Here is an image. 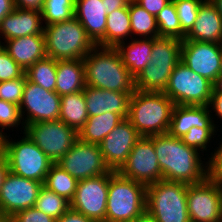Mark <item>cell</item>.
<instances>
[{
  "mask_svg": "<svg viewBox=\"0 0 222 222\" xmlns=\"http://www.w3.org/2000/svg\"><path fill=\"white\" fill-rule=\"evenodd\" d=\"M163 180L197 184L208 177V164L196 149L168 133L153 136Z\"/></svg>",
  "mask_w": 222,
  "mask_h": 222,
  "instance_id": "obj_1",
  "label": "cell"
},
{
  "mask_svg": "<svg viewBox=\"0 0 222 222\" xmlns=\"http://www.w3.org/2000/svg\"><path fill=\"white\" fill-rule=\"evenodd\" d=\"M85 83L99 89L133 94L135 78L115 47L96 45L84 58Z\"/></svg>",
  "mask_w": 222,
  "mask_h": 222,
  "instance_id": "obj_2",
  "label": "cell"
},
{
  "mask_svg": "<svg viewBox=\"0 0 222 222\" xmlns=\"http://www.w3.org/2000/svg\"><path fill=\"white\" fill-rule=\"evenodd\" d=\"M174 105L164 92L136 89L130 98L128 119L140 136L166 134Z\"/></svg>",
  "mask_w": 222,
  "mask_h": 222,
  "instance_id": "obj_3",
  "label": "cell"
},
{
  "mask_svg": "<svg viewBox=\"0 0 222 222\" xmlns=\"http://www.w3.org/2000/svg\"><path fill=\"white\" fill-rule=\"evenodd\" d=\"M143 183L114 172L109 178L105 222H131L146 212Z\"/></svg>",
  "mask_w": 222,
  "mask_h": 222,
  "instance_id": "obj_4",
  "label": "cell"
},
{
  "mask_svg": "<svg viewBox=\"0 0 222 222\" xmlns=\"http://www.w3.org/2000/svg\"><path fill=\"white\" fill-rule=\"evenodd\" d=\"M46 56L55 60L83 59L96 45L73 17L44 26Z\"/></svg>",
  "mask_w": 222,
  "mask_h": 222,
  "instance_id": "obj_5",
  "label": "cell"
},
{
  "mask_svg": "<svg viewBox=\"0 0 222 222\" xmlns=\"http://www.w3.org/2000/svg\"><path fill=\"white\" fill-rule=\"evenodd\" d=\"M187 184L159 180L147 185L146 212L155 222H190Z\"/></svg>",
  "mask_w": 222,
  "mask_h": 222,
  "instance_id": "obj_6",
  "label": "cell"
},
{
  "mask_svg": "<svg viewBox=\"0 0 222 222\" xmlns=\"http://www.w3.org/2000/svg\"><path fill=\"white\" fill-rule=\"evenodd\" d=\"M21 140H10L4 137V154L9 171L23 178L44 183L53 162L46 154L23 132ZM8 138V139H7Z\"/></svg>",
  "mask_w": 222,
  "mask_h": 222,
  "instance_id": "obj_7",
  "label": "cell"
},
{
  "mask_svg": "<svg viewBox=\"0 0 222 222\" xmlns=\"http://www.w3.org/2000/svg\"><path fill=\"white\" fill-rule=\"evenodd\" d=\"M214 84L181 61L172 71L164 93L175 105L209 106Z\"/></svg>",
  "mask_w": 222,
  "mask_h": 222,
  "instance_id": "obj_8",
  "label": "cell"
},
{
  "mask_svg": "<svg viewBox=\"0 0 222 222\" xmlns=\"http://www.w3.org/2000/svg\"><path fill=\"white\" fill-rule=\"evenodd\" d=\"M28 137L57 163L79 139L78 132L63 121H43L25 126Z\"/></svg>",
  "mask_w": 222,
  "mask_h": 222,
  "instance_id": "obj_9",
  "label": "cell"
},
{
  "mask_svg": "<svg viewBox=\"0 0 222 222\" xmlns=\"http://www.w3.org/2000/svg\"><path fill=\"white\" fill-rule=\"evenodd\" d=\"M187 209L190 222L222 221V183L207 177L187 184Z\"/></svg>",
  "mask_w": 222,
  "mask_h": 222,
  "instance_id": "obj_10",
  "label": "cell"
},
{
  "mask_svg": "<svg viewBox=\"0 0 222 222\" xmlns=\"http://www.w3.org/2000/svg\"><path fill=\"white\" fill-rule=\"evenodd\" d=\"M114 172L79 180L70 208L94 222H105L109 178Z\"/></svg>",
  "mask_w": 222,
  "mask_h": 222,
  "instance_id": "obj_11",
  "label": "cell"
},
{
  "mask_svg": "<svg viewBox=\"0 0 222 222\" xmlns=\"http://www.w3.org/2000/svg\"><path fill=\"white\" fill-rule=\"evenodd\" d=\"M56 164L78 181L110 171L104 162L100 146L83 142L80 139Z\"/></svg>",
  "mask_w": 222,
  "mask_h": 222,
  "instance_id": "obj_12",
  "label": "cell"
},
{
  "mask_svg": "<svg viewBox=\"0 0 222 222\" xmlns=\"http://www.w3.org/2000/svg\"><path fill=\"white\" fill-rule=\"evenodd\" d=\"M118 172L122 176L146 186L163 180L154 150L153 136H141L138 139L128 155L126 163Z\"/></svg>",
  "mask_w": 222,
  "mask_h": 222,
  "instance_id": "obj_13",
  "label": "cell"
},
{
  "mask_svg": "<svg viewBox=\"0 0 222 222\" xmlns=\"http://www.w3.org/2000/svg\"><path fill=\"white\" fill-rule=\"evenodd\" d=\"M19 107L25 126L43 121H56L59 120L61 96L27 79Z\"/></svg>",
  "mask_w": 222,
  "mask_h": 222,
  "instance_id": "obj_14",
  "label": "cell"
},
{
  "mask_svg": "<svg viewBox=\"0 0 222 222\" xmlns=\"http://www.w3.org/2000/svg\"><path fill=\"white\" fill-rule=\"evenodd\" d=\"M222 44L182 40L181 62L213 84L221 71Z\"/></svg>",
  "mask_w": 222,
  "mask_h": 222,
  "instance_id": "obj_15",
  "label": "cell"
},
{
  "mask_svg": "<svg viewBox=\"0 0 222 222\" xmlns=\"http://www.w3.org/2000/svg\"><path fill=\"white\" fill-rule=\"evenodd\" d=\"M43 183L9 171L0 188V210L8 217L34 207Z\"/></svg>",
  "mask_w": 222,
  "mask_h": 222,
  "instance_id": "obj_16",
  "label": "cell"
},
{
  "mask_svg": "<svg viewBox=\"0 0 222 222\" xmlns=\"http://www.w3.org/2000/svg\"><path fill=\"white\" fill-rule=\"evenodd\" d=\"M141 136L128 118H124L99 144L103 159L111 171L118 172L126 163Z\"/></svg>",
  "mask_w": 222,
  "mask_h": 222,
  "instance_id": "obj_17",
  "label": "cell"
},
{
  "mask_svg": "<svg viewBox=\"0 0 222 222\" xmlns=\"http://www.w3.org/2000/svg\"><path fill=\"white\" fill-rule=\"evenodd\" d=\"M74 17L95 45L105 47L107 12L102 0H75Z\"/></svg>",
  "mask_w": 222,
  "mask_h": 222,
  "instance_id": "obj_18",
  "label": "cell"
},
{
  "mask_svg": "<svg viewBox=\"0 0 222 222\" xmlns=\"http://www.w3.org/2000/svg\"><path fill=\"white\" fill-rule=\"evenodd\" d=\"M83 92L88 116L112 112L119 114L123 119L128 118L129 102L132 94L99 89L92 86H86Z\"/></svg>",
  "mask_w": 222,
  "mask_h": 222,
  "instance_id": "obj_19",
  "label": "cell"
},
{
  "mask_svg": "<svg viewBox=\"0 0 222 222\" xmlns=\"http://www.w3.org/2000/svg\"><path fill=\"white\" fill-rule=\"evenodd\" d=\"M210 113L209 106L174 105L168 134L182 138L192 127L217 128Z\"/></svg>",
  "mask_w": 222,
  "mask_h": 222,
  "instance_id": "obj_20",
  "label": "cell"
},
{
  "mask_svg": "<svg viewBox=\"0 0 222 222\" xmlns=\"http://www.w3.org/2000/svg\"><path fill=\"white\" fill-rule=\"evenodd\" d=\"M41 11L15 8L0 23V38L11 40L30 35H44Z\"/></svg>",
  "mask_w": 222,
  "mask_h": 222,
  "instance_id": "obj_21",
  "label": "cell"
},
{
  "mask_svg": "<svg viewBox=\"0 0 222 222\" xmlns=\"http://www.w3.org/2000/svg\"><path fill=\"white\" fill-rule=\"evenodd\" d=\"M184 40L222 44V16L211 0H204L192 29Z\"/></svg>",
  "mask_w": 222,
  "mask_h": 222,
  "instance_id": "obj_22",
  "label": "cell"
},
{
  "mask_svg": "<svg viewBox=\"0 0 222 222\" xmlns=\"http://www.w3.org/2000/svg\"><path fill=\"white\" fill-rule=\"evenodd\" d=\"M5 43L4 50L24 71L46 57L44 35L18 37Z\"/></svg>",
  "mask_w": 222,
  "mask_h": 222,
  "instance_id": "obj_23",
  "label": "cell"
},
{
  "mask_svg": "<svg viewBox=\"0 0 222 222\" xmlns=\"http://www.w3.org/2000/svg\"><path fill=\"white\" fill-rule=\"evenodd\" d=\"M131 42L119 43L115 48L119 52L123 64L130 74L136 78L139 73L150 63L153 47V38H130ZM133 40V41H132Z\"/></svg>",
  "mask_w": 222,
  "mask_h": 222,
  "instance_id": "obj_24",
  "label": "cell"
},
{
  "mask_svg": "<svg viewBox=\"0 0 222 222\" xmlns=\"http://www.w3.org/2000/svg\"><path fill=\"white\" fill-rule=\"evenodd\" d=\"M86 87L83 59L57 60L55 92L64 96Z\"/></svg>",
  "mask_w": 222,
  "mask_h": 222,
  "instance_id": "obj_25",
  "label": "cell"
},
{
  "mask_svg": "<svg viewBox=\"0 0 222 222\" xmlns=\"http://www.w3.org/2000/svg\"><path fill=\"white\" fill-rule=\"evenodd\" d=\"M122 120L119 114L112 112L89 116L78 137L83 142L99 145Z\"/></svg>",
  "mask_w": 222,
  "mask_h": 222,
  "instance_id": "obj_26",
  "label": "cell"
},
{
  "mask_svg": "<svg viewBox=\"0 0 222 222\" xmlns=\"http://www.w3.org/2000/svg\"><path fill=\"white\" fill-rule=\"evenodd\" d=\"M88 117L83 91L61 96L60 121L79 132L84 127Z\"/></svg>",
  "mask_w": 222,
  "mask_h": 222,
  "instance_id": "obj_27",
  "label": "cell"
},
{
  "mask_svg": "<svg viewBox=\"0 0 222 222\" xmlns=\"http://www.w3.org/2000/svg\"><path fill=\"white\" fill-rule=\"evenodd\" d=\"M182 40L173 37L153 38L151 61L153 66L175 68L181 61Z\"/></svg>",
  "mask_w": 222,
  "mask_h": 222,
  "instance_id": "obj_28",
  "label": "cell"
},
{
  "mask_svg": "<svg viewBox=\"0 0 222 222\" xmlns=\"http://www.w3.org/2000/svg\"><path fill=\"white\" fill-rule=\"evenodd\" d=\"M129 36H131V22L128 5L107 14L105 47H116Z\"/></svg>",
  "mask_w": 222,
  "mask_h": 222,
  "instance_id": "obj_29",
  "label": "cell"
},
{
  "mask_svg": "<svg viewBox=\"0 0 222 222\" xmlns=\"http://www.w3.org/2000/svg\"><path fill=\"white\" fill-rule=\"evenodd\" d=\"M131 36L139 35L140 38H158L159 31L156 23V17L148 13L144 8L134 0L128 4ZM133 34V35H132Z\"/></svg>",
  "mask_w": 222,
  "mask_h": 222,
  "instance_id": "obj_30",
  "label": "cell"
},
{
  "mask_svg": "<svg viewBox=\"0 0 222 222\" xmlns=\"http://www.w3.org/2000/svg\"><path fill=\"white\" fill-rule=\"evenodd\" d=\"M173 70L174 68L153 66V63H149L135 78V89L164 92Z\"/></svg>",
  "mask_w": 222,
  "mask_h": 222,
  "instance_id": "obj_31",
  "label": "cell"
},
{
  "mask_svg": "<svg viewBox=\"0 0 222 222\" xmlns=\"http://www.w3.org/2000/svg\"><path fill=\"white\" fill-rule=\"evenodd\" d=\"M77 184V179L73 178L59 165L53 163L46 175L43 186L56 194L65 197L68 201H71L75 195Z\"/></svg>",
  "mask_w": 222,
  "mask_h": 222,
  "instance_id": "obj_32",
  "label": "cell"
},
{
  "mask_svg": "<svg viewBox=\"0 0 222 222\" xmlns=\"http://www.w3.org/2000/svg\"><path fill=\"white\" fill-rule=\"evenodd\" d=\"M57 60L45 57L30 66L25 74L30 82H33L45 90L54 91L56 88Z\"/></svg>",
  "mask_w": 222,
  "mask_h": 222,
  "instance_id": "obj_33",
  "label": "cell"
},
{
  "mask_svg": "<svg viewBox=\"0 0 222 222\" xmlns=\"http://www.w3.org/2000/svg\"><path fill=\"white\" fill-rule=\"evenodd\" d=\"M35 207L58 220L70 209V201L42 186L36 199Z\"/></svg>",
  "mask_w": 222,
  "mask_h": 222,
  "instance_id": "obj_34",
  "label": "cell"
},
{
  "mask_svg": "<svg viewBox=\"0 0 222 222\" xmlns=\"http://www.w3.org/2000/svg\"><path fill=\"white\" fill-rule=\"evenodd\" d=\"M159 37H173L180 40L185 39L181 30L179 18L174 2L168 3L156 16Z\"/></svg>",
  "mask_w": 222,
  "mask_h": 222,
  "instance_id": "obj_35",
  "label": "cell"
},
{
  "mask_svg": "<svg viewBox=\"0 0 222 222\" xmlns=\"http://www.w3.org/2000/svg\"><path fill=\"white\" fill-rule=\"evenodd\" d=\"M75 0H44L41 11L46 25L68 21L74 17Z\"/></svg>",
  "mask_w": 222,
  "mask_h": 222,
  "instance_id": "obj_36",
  "label": "cell"
},
{
  "mask_svg": "<svg viewBox=\"0 0 222 222\" xmlns=\"http://www.w3.org/2000/svg\"><path fill=\"white\" fill-rule=\"evenodd\" d=\"M176 7L182 32L186 35L196 21L200 5L204 0H172Z\"/></svg>",
  "mask_w": 222,
  "mask_h": 222,
  "instance_id": "obj_37",
  "label": "cell"
},
{
  "mask_svg": "<svg viewBox=\"0 0 222 222\" xmlns=\"http://www.w3.org/2000/svg\"><path fill=\"white\" fill-rule=\"evenodd\" d=\"M216 130V128L192 127L181 139L187 146L199 152L205 150L207 152V145L214 138L213 135L215 136Z\"/></svg>",
  "mask_w": 222,
  "mask_h": 222,
  "instance_id": "obj_38",
  "label": "cell"
},
{
  "mask_svg": "<svg viewBox=\"0 0 222 222\" xmlns=\"http://www.w3.org/2000/svg\"><path fill=\"white\" fill-rule=\"evenodd\" d=\"M21 120L23 119L19 105L0 99V127L2 128L0 129V133L7 135V133H3L4 129H7V127H13V129L14 127L17 128L21 122L22 129L25 131V125Z\"/></svg>",
  "mask_w": 222,
  "mask_h": 222,
  "instance_id": "obj_39",
  "label": "cell"
},
{
  "mask_svg": "<svg viewBox=\"0 0 222 222\" xmlns=\"http://www.w3.org/2000/svg\"><path fill=\"white\" fill-rule=\"evenodd\" d=\"M27 76L0 82V99L20 105Z\"/></svg>",
  "mask_w": 222,
  "mask_h": 222,
  "instance_id": "obj_40",
  "label": "cell"
},
{
  "mask_svg": "<svg viewBox=\"0 0 222 222\" xmlns=\"http://www.w3.org/2000/svg\"><path fill=\"white\" fill-rule=\"evenodd\" d=\"M25 71L3 50L0 53V82L20 78Z\"/></svg>",
  "mask_w": 222,
  "mask_h": 222,
  "instance_id": "obj_41",
  "label": "cell"
},
{
  "mask_svg": "<svg viewBox=\"0 0 222 222\" xmlns=\"http://www.w3.org/2000/svg\"><path fill=\"white\" fill-rule=\"evenodd\" d=\"M9 222H56V219L34 206L16 212L9 218Z\"/></svg>",
  "mask_w": 222,
  "mask_h": 222,
  "instance_id": "obj_42",
  "label": "cell"
},
{
  "mask_svg": "<svg viewBox=\"0 0 222 222\" xmlns=\"http://www.w3.org/2000/svg\"><path fill=\"white\" fill-rule=\"evenodd\" d=\"M210 155L208 164V177L222 183V142Z\"/></svg>",
  "mask_w": 222,
  "mask_h": 222,
  "instance_id": "obj_43",
  "label": "cell"
},
{
  "mask_svg": "<svg viewBox=\"0 0 222 222\" xmlns=\"http://www.w3.org/2000/svg\"><path fill=\"white\" fill-rule=\"evenodd\" d=\"M142 8L153 16H157L159 12L172 0H134Z\"/></svg>",
  "mask_w": 222,
  "mask_h": 222,
  "instance_id": "obj_44",
  "label": "cell"
},
{
  "mask_svg": "<svg viewBox=\"0 0 222 222\" xmlns=\"http://www.w3.org/2000/svg\"><path fill=\"white\" fill-rule=\"evenodd\" d=\"M56 222H94L91 218L86 217L70 208L67 212H65Z\"/></svg>",
  "mask_w": 222,
  "mask_h": 222,
  "instance_id": "obj_45",
  "label": "cell"
},
{
  "mask_svg": "<svg viewBox=\"0 0 222 222\" xmlns=\"http://www.w3.org/2000/svg\"><path fill=\"white\" fill-rule=\"evenodd\" d=\"M15 8L42 11L44 0H14Z\"/></svg>",
  "mask_w": 222,
  "mask_h": 222,
  "instance_id": "obj_46",
  "label": "cell"
},
{
  "mask_svg": "<svg viewBox=\"0 0 222 222\" xmlns=\"http://www.w3.org/2000/svg\"><path fill=\"white\" fill-rule=\"evenodd\" d=\"M209 108L210 111L214 109L213 112L218 116L217 118L222 119V92H212Z\"/></svg>",
  "mask_w": 222,
  "mask_h": 222,
  "instance_id": "obj_47",
  "label": "cell"
},
{
  "mask_svg": "<svg viewBox=\"0 0 222 222\" xmlns=\"http://www.w3.org/2000/svg\"><path fill=\"white\" fill-rule=\"evenodd\" d=\"M130 0H102L106 6L107 14L112 13L114 10L124 8L129 4Z\"/></svg>",
  "mask_w": 222,
  "mask_h": 222,
  "instance_id": "obj_48",
  "label": "cell"
},
{
  "mask_svg": "<svg viewBox=\"0 0 222 222\" xmlns=\"http://www.w3.org/2000/svg\"><path fill=\"white\" fill-rule=\"evenodd\" d=\"M14 9V0H0V23Z\"/></svg>",
  "mask_w": 222,
  "mask_h": 222,
  "instance_id": "obj_49",
  "label": "cell"
},
{
  "mask_svg": "<svg viewBox=\"0 0 222 222\" xmlns=\"http://www.w3.org/2000/svg\"><path fill=\"white\" fill-rule=\"evenodd\" d=\"M8 172H9L8 163H7V160H6V156L3 153L0 156V188H1V186L4 182V179H5Z\"/></svg>",
  "mask_w": 222,
  "mask_h": 222,
  "instance_id": "obj_50",
  "label": "cell"
},
{
  "mask_svg": "<svg viewBox=\"0 0 222 222\" xmlns=\"http://www.w3.org/2000/svg\"><path fill=\"white\" fill-rule=\"evenodd\" d=\"M221 62H222V57H221ZM213 92H222V64H221V71H220L219 77L214 83Z\"/></svg>",
  "mask_w": 222,
  "mask_h": 222,
  "instance_id": "obj_51",
  "label": "cell"
},
{
  "mask_svg": "<svg viewBox=\"0 0 222 222\" xmlns=\"http://www.w3.org/2000/svg\"><path fill=\"white\" fill-rule=\"evenodd\" d=\"M131 222H155V221L147 212H145L144 214H142L141 216L135 218Z\"/></svg>",
  "mask_w": 222,
  "mask_h": 222,
  "instance_id": "obj_52",
  "label": "cell"
},
{
  "mask_svg": "<svg viewBox=\"0 0 222 222\" xmlns=\"http://www.w3.org/2000/svg\"><path fill=\"white\" fill-rule=\"evenodd\" d=\"M217 7L218 12L222 16V0H211Z\"/></svg>",
  "mask_w": 222,
  "mask_h": 222,
  "instance_id": "obj_53",
  "label": "cell"
},
{
  "mask_svg": "<svg viewBox=\"0 0 222 222\" xmlns=\"http://www.w3.org/2000/svg\"><path fill=\"white\" fill-rule=\"evenodd\" d=\"M4 137L5 135L0 133V156L4 153Z\"/></svg>",
  "mask_w": 222,
  "mask_h": 222,
  "instance_id": "obj_54",
  "label": "cell"
},
{
  "mask_svg": "<svg viewBox=\"0 0 222 222\" xmlns=\"http://www.w3.org/2000/svg\"><path fill=\"white\" fill-rule=\"evenodd\" d=\"M0 222H9V218L0 210Z\"/></svg>",
  "mask_w": 222,
  "mask_h": 222,
  "instance_id": "obj_55",
  "label": "cell"
},
{
  "mask_svg": "<svg viewBox=\"0 0 222 222\" xmlns=\"http://www.w3.org/2000/svg\"><path fill=\"white\" fill-rule=\"evenodd\" d=\"M2 41H0V53L4 50V43H1Z\"/></svg>",
  "mask_w": 222,
  "mask_h": 222,
  "instance_id": "obj_56",
  "label": "cell"
}]
</instances>
